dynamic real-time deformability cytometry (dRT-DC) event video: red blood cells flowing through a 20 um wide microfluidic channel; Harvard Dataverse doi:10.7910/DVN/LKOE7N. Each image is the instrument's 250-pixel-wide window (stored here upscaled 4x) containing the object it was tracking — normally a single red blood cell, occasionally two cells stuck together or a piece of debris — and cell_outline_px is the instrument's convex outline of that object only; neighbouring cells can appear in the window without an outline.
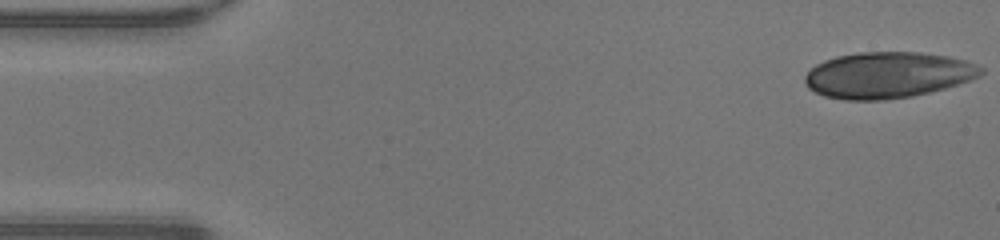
{"species": "human", "species_latin": "Homo sapiens", "temperature_condition": "warm", "stored_images_in_passage": 22, "camera_frame_rate_fps": 3000, "um_per_image_px": 0.085, "donor": {"sex": "male"}, "frame": {"image": 1, "passage_image": 1, "time_ms": 0.0, "image_size_px": [1000, 240], "cell_outline_px": [[984, 72], [980, 76], [944, 88], [912, 96], [884, 100], [844, 100], [824, 96], [808, 88], [804, 80], [804, 76], [816, 64], [824, 60], [836, 56], [860, 52], [920, 52], [948, 56], [964, 60], [976, 64], [984, 68]], "centroid_in_image_um": [75.44, 6.37], "position_along_channel_um": 9.6, "area_um2": 47.28}}
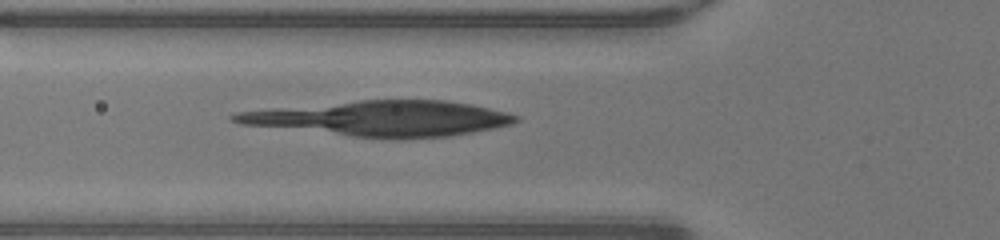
{"frame": {"image": 2, "passage_image": 16, "time_ms": 5.0, "image_size_px": [1000, 240], "cell_outline_px": [[520, 120], [512, 124], [472, 132], [448, 136], [400, 140], [352, 136], [240, 124], [228, 120], [228, 116], [232, 112], [272, 108], [360, 100], [444, 100], [472, 104], [508, 112], [520, 116]], "centroid_in_image_um": [32.37, 10.07], "position_along_channel_um": 93.4, "area_um2": 58.26}}
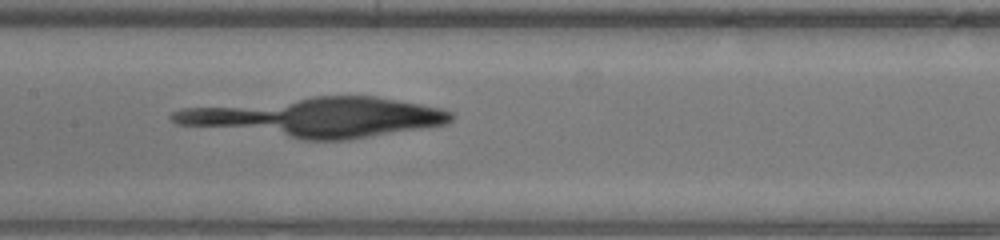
{"frame": {"image": 3, "passage_image": 22, "time_ms": 7.0, "image_size_px": [1000, 240], "cell_outline_px": [[452, 120], [448, 124], [344, 140], [304, 140], [176, 124], [168, 116], [172, 112], [180, 108], [312, 96], [376, 96], [444, 108], [452, 112]], "centroid_in_image_um": [26.85, 9.95], "position_along_channel_um": 180.6, "area_um2": 64.39}}